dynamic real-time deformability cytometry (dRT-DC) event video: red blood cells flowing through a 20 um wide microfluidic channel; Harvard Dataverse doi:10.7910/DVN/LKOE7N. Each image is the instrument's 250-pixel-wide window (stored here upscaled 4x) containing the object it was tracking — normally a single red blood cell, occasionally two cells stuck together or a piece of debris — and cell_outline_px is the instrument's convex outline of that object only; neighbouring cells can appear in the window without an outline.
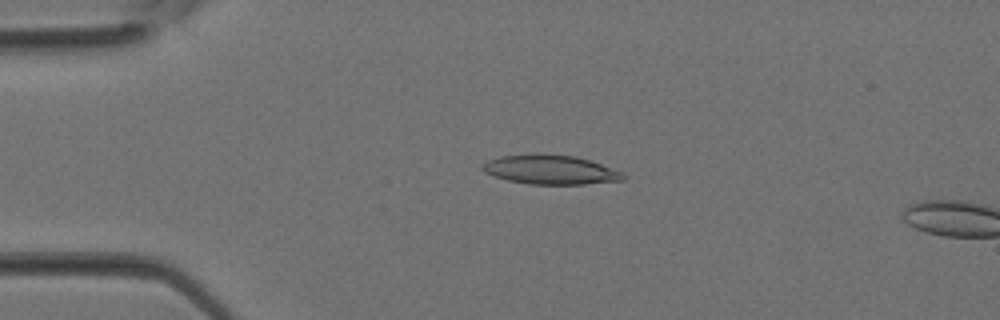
{"species": "Egyptian fruit bat (a non-hibernating species)", "species_latin": "Rousettus aegyptiacus", "temperature_condition": "room temperature", "stored_images_in_passage": 8, "camera_frame_rate_fps": 3000, "um_per_image_px": 0.085, "animal": {"sex": "female"}, "frame": {"image": 1, "passage_image": 6, "time_ms": 1.667, "image_size_px": [1000, 320], "cell_outline_px": [[628, 176], [624, 180], [584, 184], [528, 184], [508, 180], [492, 176], [484, 172], [480, 168], [480, 164], [488, 160], [500, 156], [540, 152], [576, 156], [592, 160], [624, 172]], "centroid_in_image_um": [46.79, 14.4], "position_along_channel_um": 38.2, "area_um2": 24.74}}